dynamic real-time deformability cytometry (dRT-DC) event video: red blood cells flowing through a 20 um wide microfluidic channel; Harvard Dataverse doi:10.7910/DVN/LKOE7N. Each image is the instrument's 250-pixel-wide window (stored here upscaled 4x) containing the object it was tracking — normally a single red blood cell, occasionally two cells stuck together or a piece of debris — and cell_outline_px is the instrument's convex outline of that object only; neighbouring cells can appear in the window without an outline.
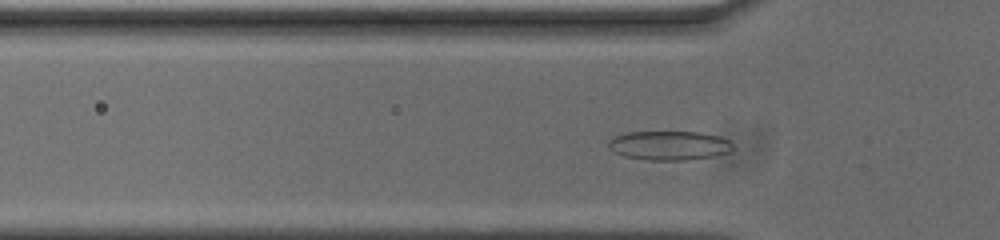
{"species": "common noctule bat (a hibernating species)", "species_latin": "Nyctalus noctula", "temperature_condition": "cold", "stored_images_in_passage": 51, "camera_frame_rate_fps": 3000, "um_per_image_px": 0.085, "animal": {"sex": "male", "body_mass_g": 20.0, "forearm_length_mm": 53.3}, "frame": {"image": 1, "passage_image": 13, "time_ms": 4.0, "image_size_px": [1000, 240], "cell_outline_px": [[732, 148], [728, 152], [712, 156], [688, 160], [648, 160], [624, 156], [616, 152], [608, 144], [608, 140], [616, 136], [628, 132], [700, 132], [720, 136], [728, 140], [732, 144]], "centroid_in_image_um": [56.9, 12.36], "position_along_channel_um": 68.9, "area_um2": 20.92}}
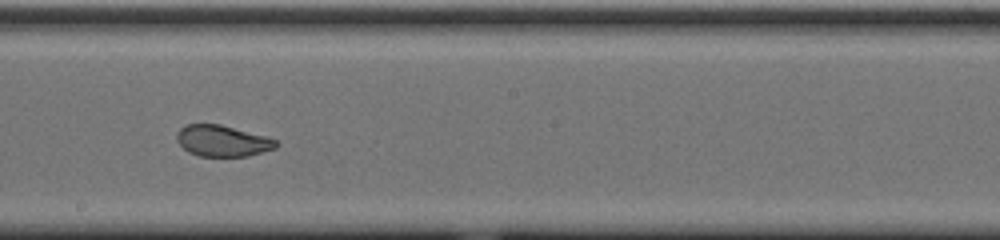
{"frame": {"image": 2, "passage_image": 26, "time_ms": 8.333, "image_size_px": [1000, 240], "cell_outline_px": [[280, 144], [276, 148], [248, 156], [200, 156], [188, 152], [176, 140], [176, 132], [184, 124], [220, 124], [268, 136], [276, 140]], "centroid_in_image_um": [18.92, 11.96], "position_along_channel_um": 229.3, "area_um2": 18.26}}
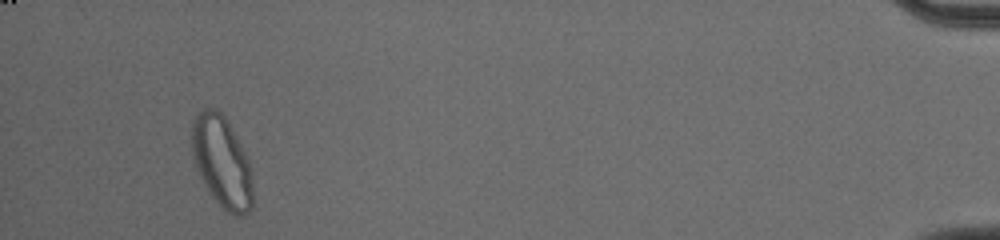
{"frame": {"image": 3, "passage_image": 48, "time_ms": 15.667, "image_size_px": [1000, 240], "cell_outline_px": [[252, 208], [244, 216], [236, 216], [228, 212], [212, 196], [200, 176], [196, 168], [192, 156], [192, 120], [204, 108], [216, 108], [224, 116], [244, 152], [248, 160], [252, 172]], "centroid_in_image_um": [18.86, 13.77], "position_along_channel_um": 416.3, "area_um2": 32.08}, "authors_computed_cell_mechanics": {"area_um2": 20.0566, "velocity_mm_per_s": 3.6874, "shape_relaxation_time_tau1_ms": 8.637, "shape_relaxation_time_tau2_ms": null, "deformation_change_tau1": 0.1986, "deformation_change_tau2": null}}